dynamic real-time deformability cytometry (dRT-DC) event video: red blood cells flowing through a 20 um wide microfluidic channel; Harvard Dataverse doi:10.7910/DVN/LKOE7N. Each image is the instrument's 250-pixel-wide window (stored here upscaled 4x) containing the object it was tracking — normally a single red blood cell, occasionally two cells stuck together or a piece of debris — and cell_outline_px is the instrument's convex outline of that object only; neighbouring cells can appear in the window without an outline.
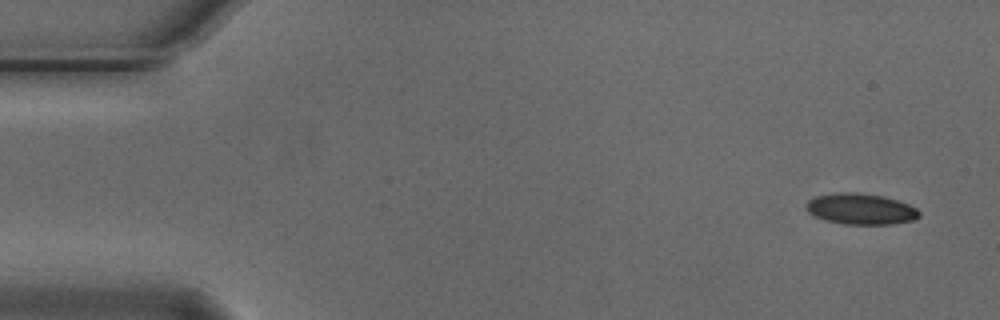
{"species": "Egyptian fruit bat (a non-hibernating species)", "species_latin": "Rousettus aegyptiacus", "temperature_condition": "cold", "stored_images_in_passage": 7, "camera_frame_rate_fps": 3000, "um_per_image_px": 0.085, "animal": {"sex": "male"}, "frame": {"image": 1, "passage_image": 1, "time_ms": 0.0, "image_size_px": [1000, 320], "cell_outline_px": [[920, 216], [916, 220], [892, 224], [844, 224], [824, 220], [808, 212], [804, 208], [804, 204], [808, 200], [816, 196], [836, 192], [856, 192], [884, 196], [908, 204], [916, 208], [920, 212]], "centroid_in_image_um": [73.15, 17.76], "position_along_channel_um": 11.9, "area_um2": 20.63}}
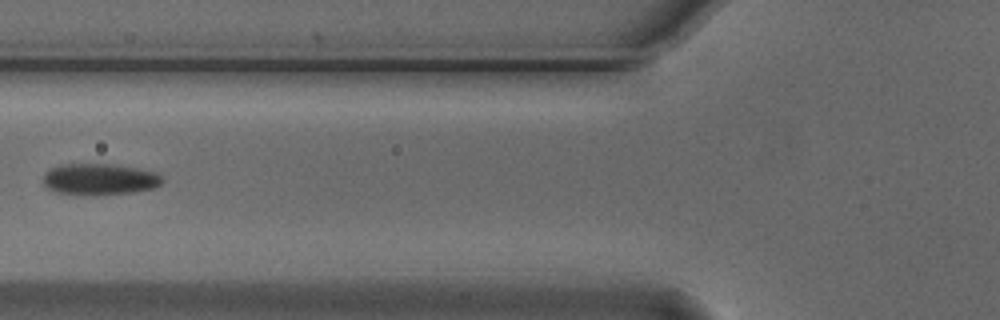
{"frame": {"image": 2, "passage_image": 6, "time_ms": 1.667, "image_size_px": [1000, 320], "cell_outline_px": [[164, 180], [156, 188], [136, 192], [96, 196], [84, 196], [56, 192], [44, 188], [44, 172], [60, 164], [108, 164], [136, 168], [156, 172]], "centroid_in_image_um": [8.44, 15.27], "position_along_channel_um": 117.4, "area_um2": 22.25}}
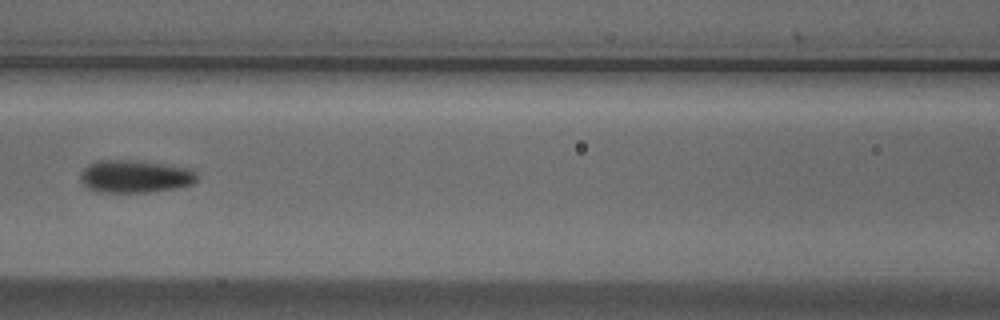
{"frame": {"image": 3, "passage_image": 7, "time_ms": 2.0, "image_size_px": [1000, 320], "cell_outline_px": [[196, 180], [192, 184], [176, 188], [148, 192], [96, 192], [88, 188], [84, 184], [80, 176], [84, 168], [88, 164], [100, 160], [128, 160], [192, 168], [196, 172]], "centroid_in_image_um": [11.47, 15.0], "position_along_channel_um": 155.1, "area_um2": 21.96}}